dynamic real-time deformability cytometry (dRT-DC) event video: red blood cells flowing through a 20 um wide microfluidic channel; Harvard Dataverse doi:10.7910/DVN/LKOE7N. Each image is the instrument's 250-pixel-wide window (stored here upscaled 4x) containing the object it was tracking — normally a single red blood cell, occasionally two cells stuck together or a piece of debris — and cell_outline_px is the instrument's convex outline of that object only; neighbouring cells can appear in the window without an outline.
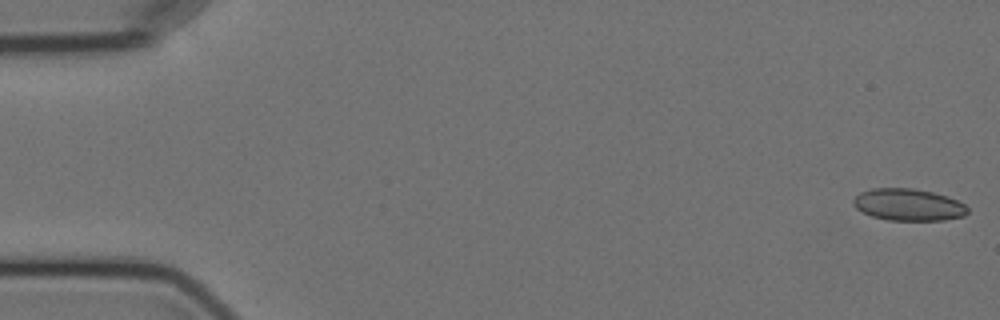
{"species": "Egyptian fruit bat (a non-hibernating species)", "species_latin": "Rousettus aegyptiacus", "temperature_condition": "cold", "stored_images_in_passage": 4, "camera_frame_rate_fps": 3000, "um_per_image_px": 0.085, "animal": {"sex": "female"}, "frame": {"image": 1, "passage_image": 1, "time_ms": 0.0, "image_size_px": [1000, 320], "cell_outline_px": [[968, 212], [964, 216], [944, 220], [888, 220], [872, 216], [856, 208], [852, 204], [852, 200], [860, 192], [872, 188], [912, 188], [932, 192], [948, 196], [964, 204], [968, 208]], "centroid_in_image_um": [77.21, 17.4], "position_along_channel_um": 7.8, "area_um2": 21.27}}
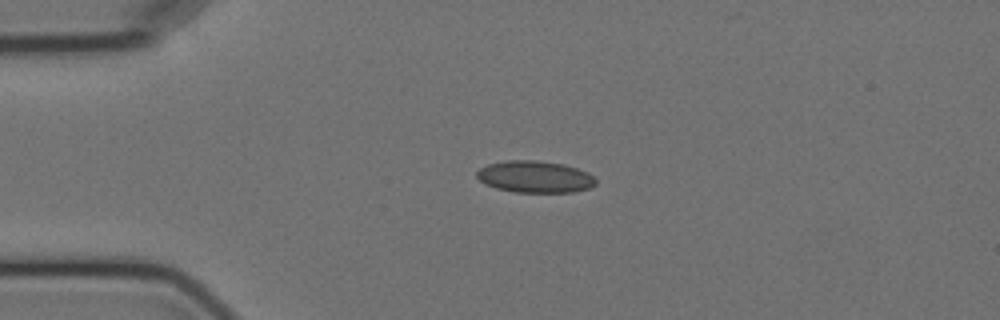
{"frame": {"image": 2, "passage_image": 4, "time_ms": 4.0, "image_size_px": [1000, 320], "cell_outline_px": [[596, 184], [588, 188], [572, 192], [516, 192], [496, 188], [484, 184], [476, 176], [476, 172], [480, 168], [488, 164], [508, 160], [536, 160], [564, 164], [588, 172], [596, 180]], "centroid_in_image_um": [45.45, 15.02], "position_along_channel_um": 39.5, "area_um2": 22.02}}